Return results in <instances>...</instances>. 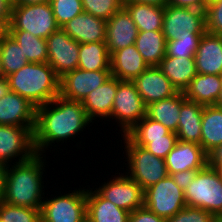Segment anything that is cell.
I'll list each match as a JSON object with an SVG mask.
<instances>
[{
  "label": "cell",
  "mask_w": 222,
  "mask_h": 222,
  "mask_svg": "<svg viewBox=\"0 0 222 222\" xmlns=\"http://www.w3.org/2000/svg\"><path fill=\"white\" fill-rule=\"evenodd\" d=\"M0 222H41V210L0 201Z\"/></svg>",
  "instance_id": "36"
},
{
  "label": "cell",
  "mask_w": 222,
  "mask_h": 222,
  "mask_svg": "<svg viewBox=\"0 0 222 222\" xmlns=\"http://www.w3.org/2000/svg\"><path fill=\"white\" fill-rule=\"evenodd\" d=\"M168 175L186 170L199 171L207 165V154L201 145L177 141L165 158Z\"/></svg>",
  "instance_id": "17"
},
{
  "label": "cell",
  "mask_w": 222,
  "mask_h": 222,
  "mask_svg": "<svg viewBox=\"0 0 222 222\" xmlns=\"http://www.w3.org/2000/svg\"><path fill=\"white\" fill-rule=\"evenodd\" d=\"M217 0H205V5L207 6V5H209V4H211V3H213V2H216Z\"/></svg>",
  "instance_id": "55"
},
{
  "label": "cell",
  "mask_w": 222,
  "mask_h": 222,
  "mask_svg": "<svg viewBox=\"0 0 222 222\" xmlns=\"http://www.w3.org/2000/svg\"><path fill=\"white\" fill-rule=\"evenodd\" d=\"M222 90V75L196 74L183 94L198 104L217 105Z\"/></svg>",
  "instance_id": "24"
},
{
  "label": "cell",
  "mask_w": 222,
  "mask_h": 222,
  "mask_svg": "<svg viewBox=\"0 0 222 222\" xmlns=\"http://www.w3.org/2000/svg\"><path fill=\"white\" fill-rule=\"evenodd\" d=\"M134 144L147 149L153 155L165 159L168 153L174 148L177 143V134L170 132L164 138L157 139H130Z\"/></svg>",
  "instance_id": "38"
},
{
  "label": "cell",
  "mask_w": 222,
  "mask_h": 222,
  "mask_svg": "<svg viewBox=\"0 0 222 222\" xmlns=\"http://www.w3.org/2000/svg\"><path fill=\"white\" fill-rule=\"evenodd\" d=\"M158 67L178 92H184L197 74L194 58H176L165 55Z\"/></svg>",
  "instance_id": "26"
},
{
  "label": "cell",
  "mask_w": 222,
  "mask_h": 222,
  "mask_svg": "<svg viewBox=\"0 0 222 222\" xmlns=\"http://www.w3.org/2000/svg\"><path fill=\"white\" fill-rule=\"evenodd\" d=\"M57 25L61 28L83 12L81 0H50Z\"/></svg>",
  "instance_id": "39"
},
{
  "label": "cell",
  "mask_w": 222,
  "mask_h": 222,
  "mask_svg": "<svg viewBox=\"0 0 222 222\" xmlns=\"http://www.w3.org/2000/svg\"><path fill=\"white\" fill-rule=\"evenodd\" d=\"M147 106L137 92L133 81L118 79V88L113 102L111 122L120 127V135H126L140 120L146 116Z\"/></svg>",
  "instance_id": "8"
},
{
  "label": "cell",
  "mask_w": 222,
  "mask_h": 222,
  "mask_svg": "<svg viewBox=\"0 0 222 222\" xmlns=\"http://www.w3.org/2000/svg\"><path fill=\"white\" fill-rule=\"evenodd\" d=\"M35 154L33 132L29 128L0 124V163L24 162Z\"/></svg>",
  "instance_id": "12"
},
{
  "label": "cell",
  "mask_w": 222,
  "mask_h": 222,
  "mask_svg": "<svg viewBox=\"0 0 222 222\" xmlns=\"http://www.w3.org/2000/svg\"><path fill=\"white\" fill-rule=\"evenodd\" d=\"M133 83L146 106L152 102L170 98L178 93L177 89L158 66H149L133 80Z\"/></svg>",
  "instance_id": "15"
},
{
  "label": "cell",
  "mask_w": 222,
  "mask_h": 222,
  "mask_svg": "<svg viewBox=\"0 0 222 222\" xmlns=\"http://www.w3.org/2000/svg\"><path fill=\"white\" fill-rule=\"evenodd\" d=\"M217 105L222 107V90H221V95H220V98H219V100L217 102Z\"/></svg>",
  "instance_id": "54"
},
{
  "label": "cell",
  "mask_w": 222,
  "mask_h": 222,
  "mask_svg": "<svg viewBox=\"0 0 222 222\" xmlns=\"http://www.w3.org/2000/svg\"><path fill=\"white\" fill-rule=\"evenodd\" d=\"M207 165L216 168L222 177V144L207 154Z\"/></svg>",
  "instance_id": "44"
},
{
  "label": "cell",
  "mask_w": 222,
  "mask_h": 222,
  "mask_svg": "<svg viewBox=\"0 0 222 222\" xmlns=\"http://www.w3.org/2000/svg\"><path fill=\"white\" fill-rule=\"evenodd\" d=\"M61 28L80 44L106 41V20L84 11Z\"/></svg>",
  "instance_id": "19"
},
{
  "label": "cell",
  "mask_w": 222,
  "mask_h": 222,
  "mask_svg": "<svg viewBox=\"0 0 222 222\" xmlns=\"http://www.w3.org/2000/svg\"><path fill=\"white\" fill-rule=\"evenodd\" d=\"M200 145L208 154L222 144V107L206 105L203 108Z\"/></svg>",
  "instance_id": "28"
},
{
  "label": "cell",
  "mask_w": 222,
  "mask_h": 222,
  "mask_svg": "<svg viewBox=\"0 0 222 222\" xmlns=\"http://www.w3.org/2000/svg\"><path fill=\"white\" fill-rule=\"evenodd\" d=\"M171 132L162 123L157 122L147 115L140 120L127 134L129 139H157L164 138Z\"/></svg>",
  "instance_id": "35"
},
{
  "label": "cell",
  "mask_w": 222,
  "mask_h": 222,
  "mask_svg": "<svg viewBox=\"0 0 222 222\" xmlns=\"http://www.w3.org/2000/svg\"><path fill=\"white\" fill-rule=\"evenodd\" d=\"M116 174L117 176H115ZM115 175H111L113 178L107 179V181H104L101 185L95 182L97 185H94L93 189L103 198L129 213L143 207L144 190L140 185L124 172H121V174L117 172Z\"/></svg>",
  "instance_id": "10"
},
{
  "label": "cell",
  "mask_w": 222,
  "mask_h": 222,
  "mask_svg": "<svg viewBox=\"0 0 222 222\" xmlns=\"http://www.w3.org/2000/svg\"><path fill=\"white\" fill-rule=\"evenodd\" d=\"M166 42L162 30L138 31L135 45L148 66H158L166 55Z\"/></svg>",
  "instance_id": "29"
},
{
  "label": "cell",
  "mask_w": 222,
  "mask_h": 222,
  "mask_svg": "<svg viewBox=\"0 0 222 222\" xmlns=\"http://www.w3.org/2000/svg\"><path fill=\"white\" fill-rule=\"evenodd\" d=\"M59 28L50 2L13 5L9 30H24L35 37L47 39Z\"/></svg>",
  "instance_id": "7"
},
{
  "label": "cell",
  "mask_w": 222,
  "mask_h": 222,
  "mask_svg": "<svg viewBox=\"0 0 222 222\" xmlns=\"http://www.w3.org/2000/svg\"><path fill=\"white\" fill-rule=\"evenodd\" d=\"M111 76V71H86L77 68L60 78L59 95L71 101L82 102Z\"/></svg>",
  "instance_id": "14"
},
{
  "label": "cell",
  "mask_w": 222,
  "mask_h": 222,
  "mask_svg": "<svg viewBox=\"0 0 222 222\" xmlns=\"http://www.w3.org/2000/svg\"><path fill=\"white\" fill-rule=\"evenodd\" d=\"M203 34H184L166 42V56L194 58Z\"/></svg>",
  "instance_id": "34"
},
{
  "label": "cell",
  "mask_w": 222,
  "mask_h": 222,
  "mask_svg": "<svg viewBox=\"0 0 222 222\" xmlns=\"http://www.w3.org/2000/svg\"><path fill=\"white\" fill-rule=\"evenodd\" d=\"M9 34L18 43L28 63L48 62L46 39L35 37L24 30H9Z\"/></svg>",
  "instance_id": "32"
},
{
  "label": "cell",
  "mask_w": 222,
  "mask_h": 222,
  "mask_svg": "<svg viewBox=\"0 0 222 222\" xmlns=\"http://www.w3.org/2000/svg\"><path fill=\"white\" fill-rule=\"evenodd\" d=\"M162 32L166 41L174 40L184 34H204L206 32L205 10L167 4L164 7Z\"/></svg>",
  "instance_id": "11"
},
{
  "label": "cell",
  "mask_w": 222,
  "mask_h": 222,
  "mask_svg": "<svg viewBox=\"0 0 222 222\" xmlns=\"http://www.w3.org/2000/svg\"><path fill=\"white\" fill-rule=\"evenodd\" d=\"M45 156L35 154L27 161L8 165L1 201L14 206L41 210L46 195L44 188H47L43 180L47 173L46 168L49 167L46 164L49 161Z\"/></svg>",
  "instance_id": "2"
},
{
  "label": "cell",
  "mask_w": 222,
  "mask_h": 222,
  "mask_svg": "<svg viewBox=\"0 0 222 222\" xmlns=\"http://www.w3.org/2000/svg\"><path fill=\"white\" fill-rule=\"evenodd\" d=\"M79 187L64 194L60 190L58 196L49 195L52 198L46 196L41 207V222H85L86 186Z\"/></svg>",
  "instance_id": "6"
},
{
  "label": "cell",
  "mask_w": 222,
  "mask_h": 222,
  "mask_svg": "<svg viewBox=\"0 0 222 222\" xmlns=\"http://www.w3.org/2000/svg\"><path fill=\"white\" fill-rule=\"evenodd\" d=\"M123 157L127 166V176L136 181L145 190L168 176L165 159L157 157L142 146L134 144L126 135H122Z\"/></svg>",
  "instance_id": "4"
},
{
  "label": "cell",
  "mask_w": 222,
  "mask_h": 222,
  "mask_svg": "<svg viewBox=\"0 0 222 222\" xmlns=\"http://www.w3.org/2000/svg\"><path fill=\"white\" fill-rule=\"evenodd\" d=\"M183 92H178L176 95L152 102L147 106L146 115L162 123L172 132H177L181 105L186 101Z\"/></svg>",
  "instance_id": "27"
},
{
  "label": "cell",
  "mask_w": 222,
  "mask_h": 222,
  "mask_svg": "<svg viewBox=\"0 0 222 222\" xmlns=\"http://www.w3.org/2000/svg\"><path fill=\"white\" fill-rule=\"evenodd\" d=\"M213 214L197 207L185 206L174 216L165 220V222H211Z\"/></svg>",
  "instance_id": "40"
},
{
  "label": "cell",
  "mask_w": 222,
  "mask_h": 222,
  "mask_svg": "<svg viewBox=\"0 0 222 222\" xmlns=\"http://www.w3.org/2000/svg\"><path fill=\"white\" fill-rule=\"evenodd\" d=\"M36 107L26 98L10 91L0 99V124L35 128Z\"/></svg>",
  "instance_id": "16"
},
{
  "label": "cell",
  "mask_w": 222,
  "mask_h": 222,
  "mask_svg": "<svg viewBox=\"0 0 222 222\" xmlns=\"http://www.w3.org/2000/svg\"><path fill=\"white\" fill-rule=\"evenodd\" d=\"M92 123V124H90ZM93 122L88 118L81 101H71L60 95L45 105L36 108L35 128L33 131V144L36 154H43L53 147L57 154V145L71 142L70 139L80 137L86 127ZM62 141V142H61ZM57 149H56V148Z\"/></svg>",
  "instance_id": "1"
},
{
  "label": "cell",
  "mask_w": 222,
  "mask_h": 222,
  "mask_svg": "<svg viewBox=\"0 0 222 222\" xmlns=\"http://www.w3.org/2000/svg\"><path fill=\"white\" fill-rule=\"evenodd\" d=\"M0 55L5 77L19 71L23 66L28 64L26 56L10 34L0 44Z\"/></svg>",
  "instance_id": "33"
},
{
  "label": "cell",
  "mask_w": 222,
  "mask_h": 222,
  "mask_svg": "<svg viewBox=\"0 0 222 222\" xmlns=\"http://www.w3.org/2000/svg\"><path fill=\"white\" fill-rule=\"evenodd\" d=\"M138 31L163 29L164 7L145 3H124Z\"/></svg>",
  "instance_id": "30"
},
{
  "label": "cell",
  "mask_w": 222,
  "mask_h": 222,
  "mask_svg": "<svg viewBox=\"0 0 222 222\" xmlns=\"http://www.w3.org/2000/svg\"><path fill=\"white\" fill-rule=\"evenodd\" d=\"M8 165L0 163V201L3 198L5 188V178Z\"/></svg>",
  "instance_id": "47"
},
{
  "label": "cell",
  "mask_w": 222,
  "mask_h": 222,
  "mask_svg": "<svg viewBox=\"0 0 222 222\" xmlns=\"http://www.w3.org/2000/svg\"><path fill=\"white\" fill-rule=\"evenodd\" d=\"M168 4L191 9L205 10V0H168Z\"/></svg>",
  "instance_id": "45"
},
{
  "label": "cell",
  "mask_w": 222,
  "mask_h": 222,
  "mask_svg": "<svg viewBox=\"0 0 222 222\" xmlns=\"http://www.w3.org/2000/svg\"><path fill=\"white\" fill-rule=\"evenodd\" d=\"M83 11L95 17L109 20L124 7V0H81Z\"/></svg>",
  "instance_id": "37"
},
{
  "label": "cell",
  "mask_w": 222,
  "mask_h": 222,
  "mask_svg": "<svg viewBox=\"0 0 222 222\" xmlns=\"http://www.w3.org/2000/svg\"><path fill=\"white\" fill-rule=\"evenodd\" d=\"M148 67L135 44L110 54L111 75L121 81L135 80Z\"/></svg>",
  "instance_id": "22"
},
{
  "label": "cell",
  "mask_w": 222,
  "mask_h": 222,
  "mask_svg": "<svg viewBox=\"0 0 222 222\" xmlns=\"http://www.w3.org/2000/svg\"><path fill=\"white\" fill-rule=\"evenodd\" d=\"M206 31L222 35V0H217L205 8Z\"/></svg>",
  "instance_id": "41"
},
{
  "label": "cell",
  "mask_w": 222,
  "mask_h": 222,
  "mask_svg": "<svg viewBox=\"0 0 222 222\" xmlns=\"http://www.w3.org/2000/svg\"><path fill=\"white\" fill-rule=\"evenodd\" d=\"M204 105L186 100L180 109L177 139L200 145L201 125Z\"/></svg>",
  "instance_id": "25"
},
{
  "label": "cell",
  "mask_w": 222,
  "mask_h": 222,
  "mask_svg": "<svg viewBox=\"0 0 222 222\" xmlns=\"http://www.w3.org/2000/svg\"><path fill=\"white\" fill-rule=\"evenodd\" d=\"M9 21L10 19H0V44L9 34Z\"/></svg>",
  "instance_id": "49"
},
{
  "label": "cell",
  "mask_w": 222,
  "mask_h": 222,
  "mask_svg": "<svg viewBox=\"0 0 222 222\" xmlns=\"http://www.w3.org/2000/svg\"><path fill=\"white\" fill-rule=\"evenodd\" d=\"M13 5H33L45 2H50V0H12Z\"/></svg>",
  "instance_id": "51"
},
{
  "label": "cell",
  "mask_w": 222,
  "mask_h": 222,
  "mask_svg": "<svg viewBox=\"0 0 222 222\" xmlns=\"http://www.w3.org/2000/svg\"><path fill=\"white\" fill-rule=\"evenodd\" d=\"M5 77L3 74V69H2V62H1V55H0V79Z\"/></svg>",
  "instance_id": "53"
},
{
  "label": "cell",
  "mask_w": 222,
  "mask_h": 222,
  "mask_svg": "<svg viewBox=\"0 0 222 222\" xmlns=\"http://www.w3.org/2000/svg\"><path fill=\"white\" fill-rule=\"evenodd\" d=\"M118 88V79L111 76L108 81L99 86L96 90L89 93L82 101V106L86 110L88 118L95 124L100 119L109 121L113 108L114 98ZM98 117V118H97ZM97 119V120H96ZM108 119V120H107Z\"/></svg>",
  "instance_id": "20"
},
{
  "label": "cell",
  "mask_w": 222,
  "mask_h": 222,
  "mask_svg": "<svg viewBox=\"0 0 222 222\" xmlns=\"http://www.w3.org/2000/svg\"><path fill=\"white\" fill-rule=\"evenodd\" d=\"M86 220L89 222H128L130 213L103 198L86 185Z\"/></svg>",
  "instance_id": "23"
},
{
  "label": "cell",
  "mask_w": 222,
  "mask_h": 222,
  "mask_svg": "<svg viewBox=\"0 0 222 222\" xmlns=\"http://www.w3.org/2000/svg\"><path fill=\"white\" fill-rule=\"evenodd\" d=\"M211 222H222V215H214Z\"/></svg>",
  "instance_id": "52"
},
{
  "label": "cell",
  "mask_w": 222,
  "mask_h": 222,
  "mask_svg": "<svg viewBox=\"0 0 222 222\" xmlns=\"http://www.w3.org/2000/svg\"><path fill=\"white\" fill-rule=\"evenodd\" d=\"M10 90L26 98L36 108L60 94V78L47 63H28L7 76Z\"/></svg>",
  "instance_id": "3"
},
{
  "label": "cell",
  "mask_w": 222,
  "mask_h": 222,
  "mask_svg": "<svg viewBox=\"0 0 222 222\" xmlns=\"http://www.w3.org/2000/svg\"><path fill=\"white\" fill-rule=\"evenodd\" d=\"M124 3H145L165 7L168 4V0H124Z\"/></svg>",
  "instance_id": "48"
},
{
  "label": "cell",
  "mask_w": 222,
  "mask_h": 222,
  "mask_svg": "<svg viewBox=\"0 0 222 222\" xmlns=\"http://www.w3.org/2000/svg\"><path fill=\"white\" fill-rule=\"evenodd\" d=\"M198 74L222 75V35L205 32L194 56Z\"/></svg>",
  "instance_id": "21"
},
{
  "label": "cell",
  "mask_w": 222,
  "mask_h": 222,
  "mask_svg": "<svg viewBox=\"0 0 222 222\" xmlns=\"http://www.w3.org/2000/svg\"><path fill=\"white\" fill-rule=\"evenodd\" d=\"M106 46L109 54L135 44L138 28L123 7L106 21Z\"/></svg>",
  "instance_id": "18"
},
{
  "label": "cell",
  "mask_w": 222,
  "mask_h": 222,
  "mask_svg": "<svg viewBox=\"0 0 222 222\" xmlns=\"http://www.w3.org/2000/svg\"><path fill=\"white\" fill-rule=\"evenodd\" d=\"M198 171L196 170H186V171H180L177 173L172 174V178L174 179L175 183L183 190L185 191L189 184L192 182V180L195 178L196 173Z\"/></svg>",
  "instance_id": "43"
},
{
  "label": "cell",
  "mask_w": 222,
  "mask_h": 222,
  "mask_svg": "<svg viewBox=\"0 0 222 222\" xmlns=\"http://www.w3.org/2000/svg\"><path fill=\"white\" fill-rule=\"evenodd\" d=\"M78 69L86 71H111L110 54L106 42L80 44Z\"/></svg>",
  "instance_id": "31"
},
{
  "label": "cell",
  "mask_w": 222,
  "mask_h": 222,
  "mask_svg": "<svg viewBox=\"0 0 222 222\" xmlns=\"http://www.w3.org/2000/svg\"><path fill=\"white\" fill-rule=\"evenodd\" d=\"M186 206L222 215V177L216 168L206 165L184 191Z\"/></svg>",
  "instance_id": "5"
},
{
  "label": "cell",
  "mask_w": 222,
  "mask_h": 222,
  "mask_svg": "<svg viewBox=\"0 0 222 222\" xmlns=\"http://www.w3.org/2000/svg\"><path fill=\"white\" fill-rule=\"evenodd\" d=\"M48 64L59 78L78 68L80 43L73 40L62 28L47 39Z\"/></svg>",
  "instance_id": "13"
},
{
  "label": "cell",
  "mask_w": 222,
  "mask_h": 222,
  "mask_svg": "<svg viewBox=\"0 0 222 222\" xmlns=\"http://www.w3.org/2000/svg\"><path fill=\"white\" fill-rule=\"evenodd\" d=\"M144 206L166 220L186 206L184 191L168 175L144 190Z\"/></svg>",
  "instance_id": "9"
},
{
  "label": "cell",
  "mask_w": 222,
  "mask_h": 222,
  "mask_svg": "<svg viewBox=\"0 0 222 222\" xmlns=\"http://www.w3.org/2000/svg\"><path fill=\"white\" fill-rule=\"evenodd\" d=\"M12 8V0H0V19H10Z\"/></svg>",
  "instance_id": "46"
},
{
  "label": "cell",
  "mask_w": 222,
  "mask_h": 222,
  "mask_svg": "<svg viewBox=\"0 0 222 222\" xmlns=\"http://www.w3.org/2000/svg\"><path fill=\"white\" fill-rule=\"evenodd\" d=\"M10 83L7 77L0 79V99L10 92Z\"/></svg>",
  "instance_id": "50"
},
{
  "label": "cell",
  "mask_w": 222,
  "mask_h": 222,
  "mask_svg": "<svg viewBox=\"0 0 222 222\" xmlns=\"http://www.w3.org/2000/svg\"><path fill=\"white\" fill-rule=\"evenodd\" d=\"M128 222H165V219L143 206L130 213Z\"/></svg>",
  "instance_id": "42"
}]
</instances>
